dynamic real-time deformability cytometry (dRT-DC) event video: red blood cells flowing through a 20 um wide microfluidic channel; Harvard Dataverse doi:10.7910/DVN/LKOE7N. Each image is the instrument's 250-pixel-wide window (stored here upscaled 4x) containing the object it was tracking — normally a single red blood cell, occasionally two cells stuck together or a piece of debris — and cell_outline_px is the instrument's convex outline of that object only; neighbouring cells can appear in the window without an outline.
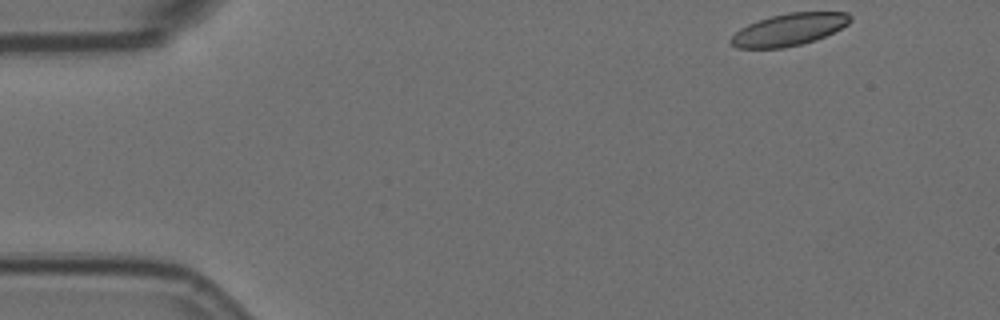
{"species": "Egyptian fruit bat (a non-hibernating species)", "species_latin": "Rousettus aegyptiacus", "temperature_condition": "room temperature", "stored_images_in_passage": 52, "camera_frame_rate_fps": 3000, "um_per_image_px": 0.085, "animal": {"sex": "female"}, "frame": {"image": 1, "passage_image": 1, "time_ms": 0.0, "image_size_px": [1000, 320], "cell_outline_px": [[852, 20], [848, 24], [816, 40], [784, 48], [736, 48], [728, 40], [740, 28], [748, 24], [772, 16], [788, 12], [848, 12], [852, 16]], "centroid_in_image_um": [67.07, 2.51], "position_along_channel_um": 17.9, "area_um2": 22.25}}
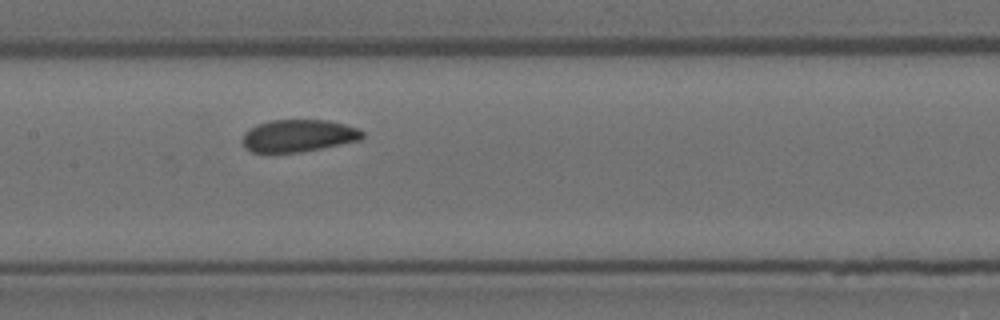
{"frame": {"image": 2, "passage_image": 23, "time_ms": 7.333, "image_size_px": [1000, 320], "cell_outline_px": [[364, 136], [360, 140], [300, 152], [252, 152], [240, 140], [244, 132], [248, 128], [272, 120], [328, 120], [360, 128], [364, 132]], "centroid_in_image_um": [25.37, 11.52], "position_along_channel_um": 182.0, "area_um2": 22.48}}
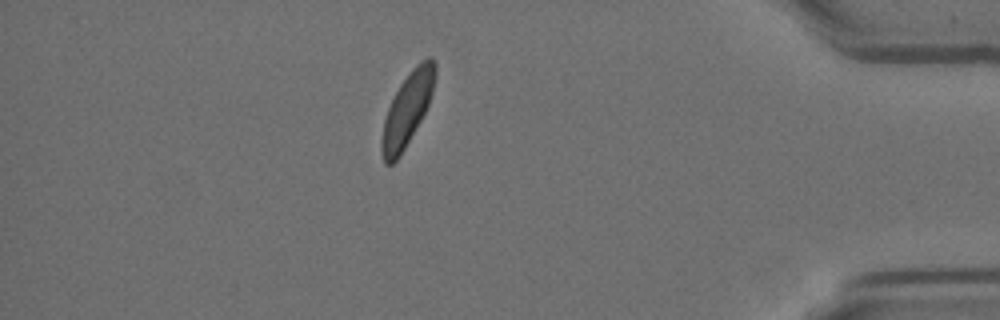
{"frame": {"image": 3, "passage_image": 45, "time_ms": 14.667, "image_size_px": [1000, 320], "cell_outline_px": [[436, 76], [432, 92], [428, 104], [420, 120], [400, 156], [392, 164], [384, 164], [380, 148], [380, 140], [384, 120], [388, 108], [400, 84], [412, 68], [416, 64], [428, 56], [432, 56], [436, 64]], "centroid_in_image_um": [34.61, 9.28], "position_along_channel_um": 400.6, "area_um2": 22.48}, "authors_computed_cell_mechanics": {"area_um2": 23.2645, "velocity_mm_per_s": 3.559, "shape_relaxation_time_tau1_ms": 6.5862, "shape_relaxation_time_tau2_ms": 2.3316, "deformation_change_tau1": 0.101, "deformation_change_tau2": 0.0761}}